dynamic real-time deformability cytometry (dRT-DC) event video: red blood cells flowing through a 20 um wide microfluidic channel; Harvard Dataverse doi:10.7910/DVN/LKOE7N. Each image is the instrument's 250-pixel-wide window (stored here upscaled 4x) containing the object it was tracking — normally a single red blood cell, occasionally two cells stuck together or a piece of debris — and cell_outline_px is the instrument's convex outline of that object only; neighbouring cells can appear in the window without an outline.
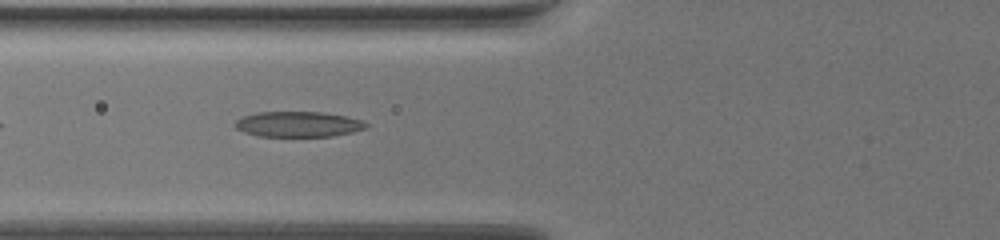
{"species": "common noctule bat (a hibernating species)", "species_latin": "Nyctalus noctula", "temperature_condition": "warm", "stored_images_in_passage": 45, "camera_frame_rate_fps": 3000, "um_per_image_px": 0.085, "animal": {"sex": "female", "body_mass_g": 19.5, "forearm_length_mm": 54.1}, "frame": {"image": 1, "passage_image": 6, "time_ms": 1.667, "image_size_px": [1000, 240], "cell_outline_px": [[368, 128], [352, 132], [332, 136], [256, 136], [244, 132], [236, 128], [236, 120], [244, 116], [256, 112], [324, 112], [348, 116], [360, 120], [368, 124]], "centroid_in_image_um": [25.37, 10.55], "position_along_channel_um": 100.4, "area_um2": 19.42}}
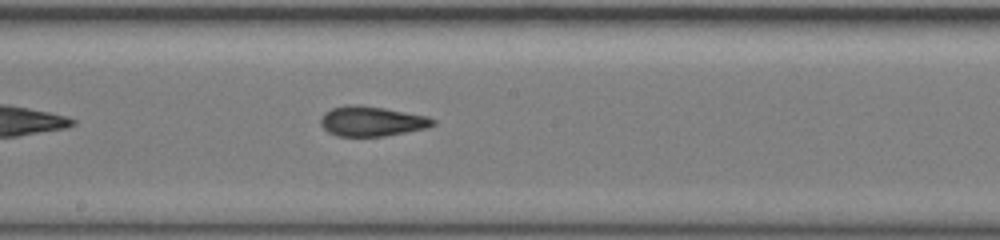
{"frame": {"image": 2, "passage_image": 17, "time_ms": 5.333, "image_size_px": [1000, 240], "cell_outline_px": [[436, 124], [428, 128], [384, 136], [336, 136], [328, 132], [320, 124], [320, 120], [324, 112], [332, 108], [348, 104], [384, 108], [428, 116], [436, 120]], "centroid_in_image_um": [31.61, 10.31], "position_along_channel_um": 216.6, "area_um2": 19.59}}
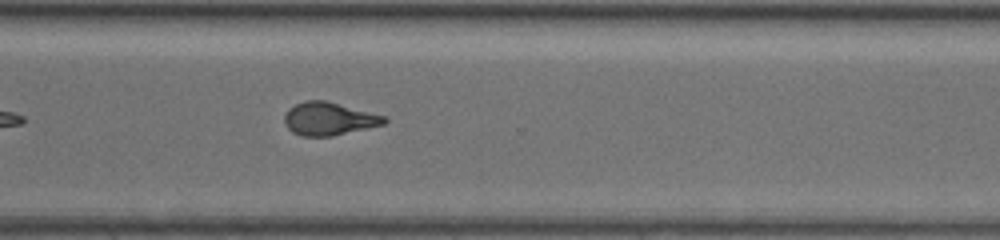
{"frame": {"image": 3, "passage_image": 29, "time_ms": 9.333, "image_size_px": [1000, 240], "cell_outline_px": [[388, 120], [384, 124], [332, 136], [300, 136], [292, 132], [284, 124], [284, 116], [288, 108], [304, 100], [324, 100], [388, 116]], "centroid_in_image_um": [27.95, 10.09], "position_along_channel_um": 342.6, "area_um2": 19.31}}